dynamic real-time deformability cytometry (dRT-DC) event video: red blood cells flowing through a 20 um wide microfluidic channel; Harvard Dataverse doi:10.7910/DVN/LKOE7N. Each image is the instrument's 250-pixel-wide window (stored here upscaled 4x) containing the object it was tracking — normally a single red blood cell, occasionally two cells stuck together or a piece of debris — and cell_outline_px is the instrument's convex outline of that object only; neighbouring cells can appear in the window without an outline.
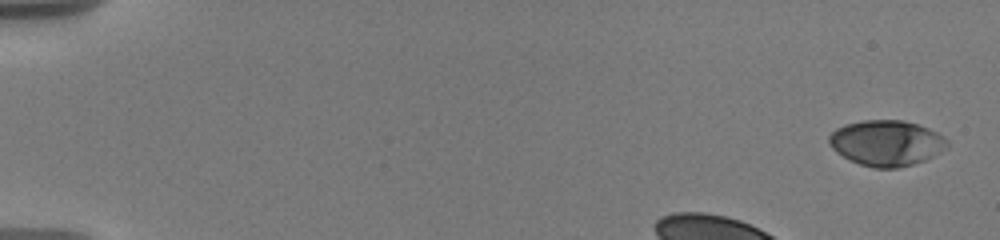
{"species": "human", "species_latin": "Homo sapiens", "temperature_condition": "warm", "stored_images_in_passage": 22, "segment_of_instrument_passage": [1, 2], "camera_frame_rate_fps": 3000, "um_per_image_px": 0.085, "donor": {"sex": "male"}, "frame": {"image": 1, "passage_image": 1, "time_ms": 0.0, "image_size_px": [1000, 240], "cell_outline_px": [[948, 144], [924, 160], [912, 164], [896, 168], [876, 168], [860, 164], [836, 152], [832, 148], [828, 140], [828, 136], [836, 128], [844, 124], [864, 120], [904, 120], [928, 128], [944, 136], [948, 140]], "centroid_in_image_um": [75.3, 12.13], "position_along_channel_um": 9.7, "area_um2": 30.98}}
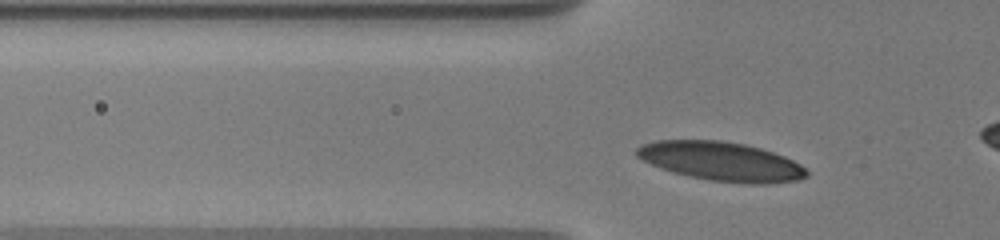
{"frame": {"image": 2, "passage_image": 16, "time_ms": 4.0, "image_size_px": [1000, 240], "cell_outline_px": [[808, 176], [796, 180], [712, 180], [688, 176], [672, 172], [660, 168], [636, 156], [636, 148], [640, 144], [656, 140], [720, 140], [744, 144], [760, 148], [784, 156], [800, 164], [808, 172]], "centroid_in_image_um": [61.17, 13.64], "position_along_channel_um": 64.6, "area_um2": 37.05}}